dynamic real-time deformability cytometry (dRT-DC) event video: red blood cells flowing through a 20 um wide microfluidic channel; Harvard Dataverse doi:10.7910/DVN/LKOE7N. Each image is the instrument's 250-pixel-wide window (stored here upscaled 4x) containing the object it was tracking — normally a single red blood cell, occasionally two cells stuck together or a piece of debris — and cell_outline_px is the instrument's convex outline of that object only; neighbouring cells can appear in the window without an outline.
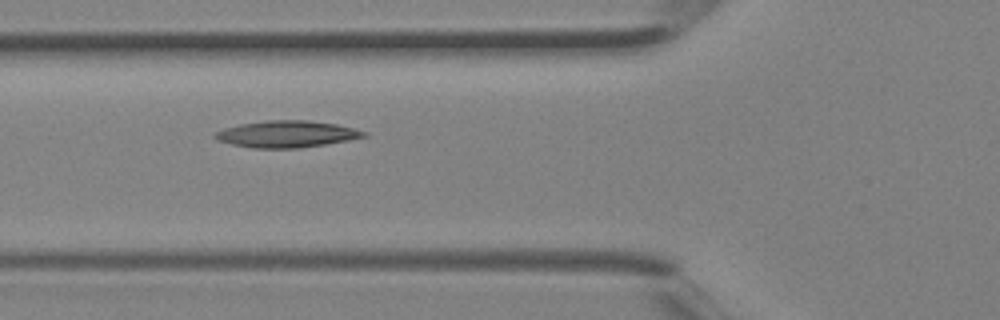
{"species": "Egyptian fruit bat (a non-hibernating species)", "species_latin": "Rousettus aegyptiacus", "temperature_condition": "room temperature", "stored_images_in_passage": 4, "camera_frame_rate_fps": 3000, "um_per_image_px": 0.085, "animal": {"sex": "female"}, "frame": {"image": 1, "passage_image": 3, "time_ms": 0.667, "image_size_px": [1000, 320], "cell_outline_px": [[368, 136], [348, 140], [324, 144], [296, 148], [252, 148], [232, 144], [216, 140], [212, 136], [216, 132], [224, 128], [240, 124], [268, 120], [308, 120], [336, 124], [368, 132]], "centroid_in_image_um": [24.35, 11.39], "position_along_channel_um": 101.4, "area_um2": 23.06}}
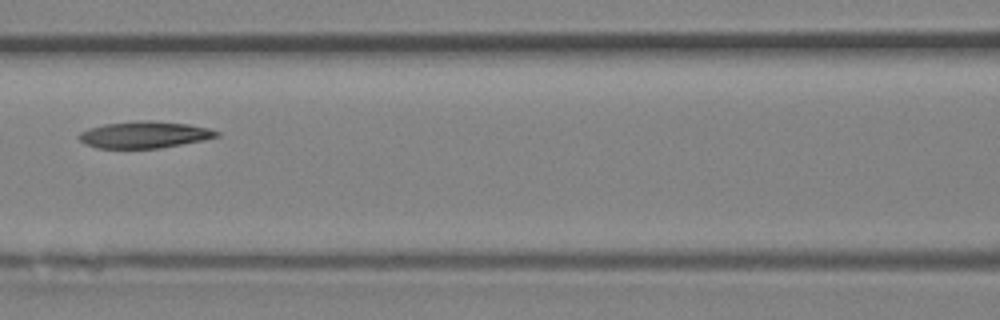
{"frame": {"image": 2, "passage_image": 4, "time_ms": 1.0, "image_size_px": [1000, 320], "cell_outline_px": [[220, 136], [204, 140], [160, 148], [96, 148], [84, 144], [76, 136], [80, 132], [88, 128], [104, 124], [140, 120], [152, 120], [188, 124], [208, 128], [220, 132]], "centroid_in_image_um": [12.26, 11.45], "position_along_channel_um": 154.3, "area_um2": 21.62}}